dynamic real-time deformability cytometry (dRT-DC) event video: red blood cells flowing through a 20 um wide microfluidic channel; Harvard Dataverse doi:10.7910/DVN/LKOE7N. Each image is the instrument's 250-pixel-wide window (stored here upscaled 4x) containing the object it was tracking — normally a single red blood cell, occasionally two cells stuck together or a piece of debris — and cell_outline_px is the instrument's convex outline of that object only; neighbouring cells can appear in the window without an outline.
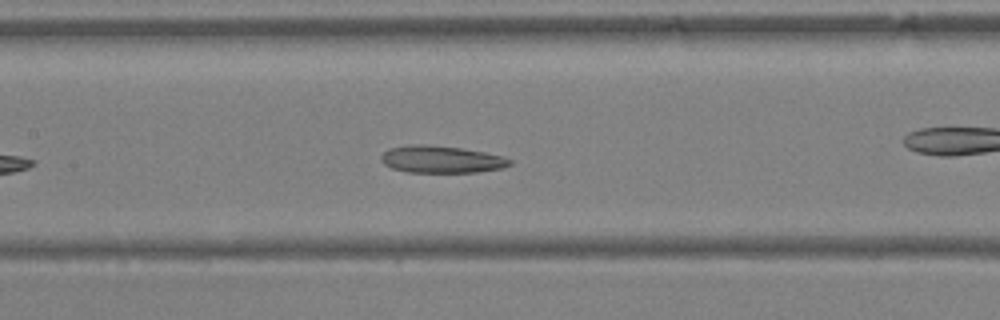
{"species": "Egyptian fruit bat (a non-hibernating species)", "species_latin": "Rousettus aegyptiacus", "temperature_condition": "warm", "stored_images_in_passage": 35, "camera_frame_rate_fps": 3000, "um_per_image_px": 0.085, "animal": {"sex": "female"}, "frame": {"image": 1, "passage_image": 11, "time_ms": 3.333, "image_size_px": [1000, 320], "cell_outline_px": [[512, 164], [504, 168], [476, 172], [408, 172], [392, 168], [384, 164], [380, 160], [380, 156], [388, 148], [412, 144], [420, 144], [460, 148], [484, 152], [504, 156], [512, 160]], "centroid_in_image_um": [37.52, 13.55], "position_along_channel_um": 169.9, "area_um2": 20.4}}
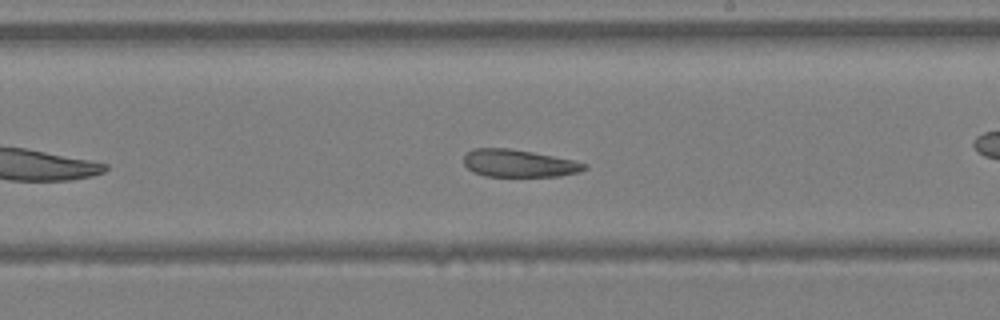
{"frame": {"image": 2, "passage_image": 16, "time_ms": 5.0, "image_size_px": [1000, 320], "cell_outline_px": [[588, 168], [580, 172], [560, 176], [484, 176], [472, 172], [464, 164], [464, 156], [468, 152], [476, 148], [508, 148], [532, 152], [572, 160], [588, 164]], "centroid_in_image_um": [44.11, 13.89], "position_along_channel_um": 244.9, "area_um2": 19.25}, "authors_computed_cell_mechanics": {"area_um2": 21.9062, "velocity_mm_per_s": 4.521, "shape_relaxation_time_tau1_ms": null, "shape_relaxation_time_tau2_ms": 8.5374, "deformation_change_tau1": null, "deformation_change_tau2": 0.1721}}